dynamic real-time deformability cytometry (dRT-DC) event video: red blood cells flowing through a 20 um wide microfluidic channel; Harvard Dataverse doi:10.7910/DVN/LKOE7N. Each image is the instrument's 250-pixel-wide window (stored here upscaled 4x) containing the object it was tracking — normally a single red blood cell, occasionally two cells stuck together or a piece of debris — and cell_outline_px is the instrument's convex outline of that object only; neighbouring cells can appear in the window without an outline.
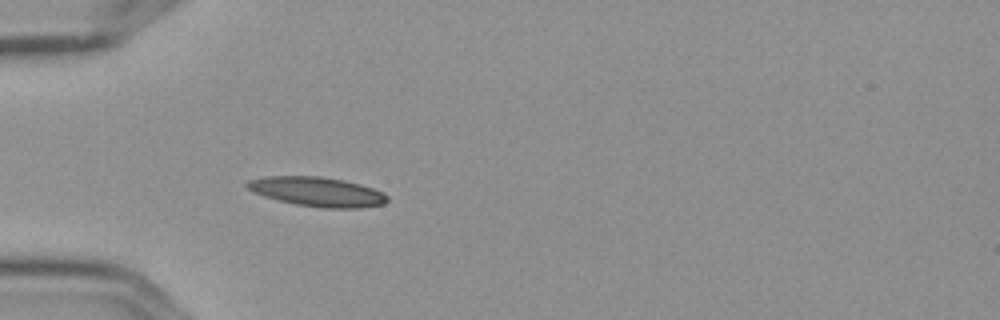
{"species": "Egyptian fruit bat (a non-hibernating species)", "species_latin": "Rousettus aegyptiacus", "temperature_condition": "cold", "stored_images_in_passage": 5, "camera_frame_rate_fps": 3000, "um_per_image_px": 0.085, "frame": {"image": 1, "passage_image": 5, "time_ms": 1.333, "image_size_px": [1000, 320], "cell_outline_px": [[388, 200], [384, 204], [364, 208], [320, 208], [296, 204], [264, 196], [252, 192], [244, 184], [248, 180], [268, 176], [320, 176], [344, 180], [360, 184], [384, 192], [388, 196]], "centroid_in_image_um": [26.99, 16.3], "position_along_channel_um": 58.0, "area_um2": 24.16}}